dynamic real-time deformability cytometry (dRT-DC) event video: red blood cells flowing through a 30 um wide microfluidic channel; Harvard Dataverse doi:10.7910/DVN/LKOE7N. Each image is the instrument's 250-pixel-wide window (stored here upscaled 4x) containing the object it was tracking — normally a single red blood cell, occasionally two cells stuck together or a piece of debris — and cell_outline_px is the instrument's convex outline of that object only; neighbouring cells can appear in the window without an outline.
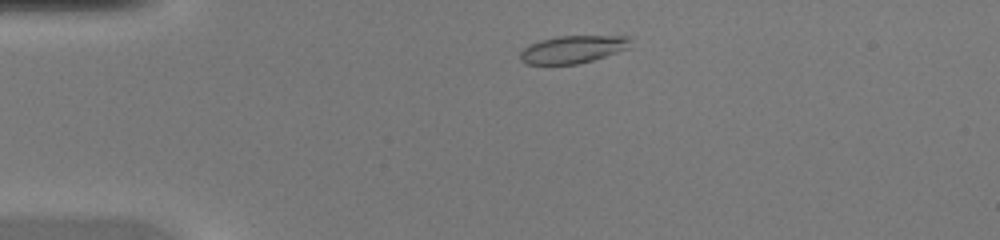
{"species": "common noctule bat (a hibernating species)", "species_latin": "Nyctalus noctula", "temperature_condition": "warm", "stored_images_in_passage": 39, "camera_frame_rate_fps": 3000, "um_per_image_px": 0.085, "animal": {"sex": "female", "body_mass_g": 20.0, "forearm_length_mm": 54.0}, "frame": {"image": 1, "passage_image": 4, "time_ms": 1.0, "image_size_px": [1000, 240], "cell_outline_px": [[632, 36], [628, 48], [580, 64], [528, 64], [520, 60], [520, 52], [528, 44], [540, 40], [560, 36]], "centroid_in_image_um": [48.67, 4.19], "position_along_channel_um": 36.3, "area_um2": 17.63}}
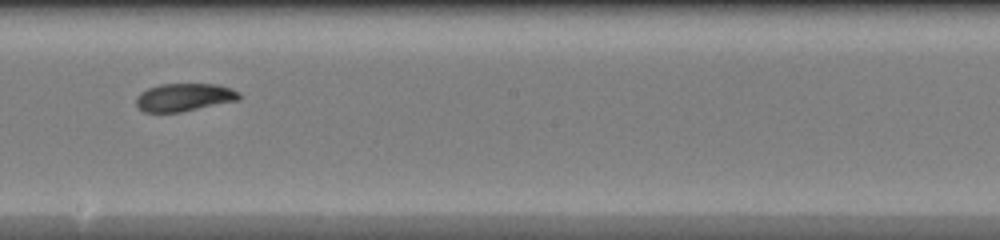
{"frame": {"image": 2, "passage_image": 20, "time_ms": 6.333, "image_size_px": [1000, 240], "cell_outline_px": [[244, 96], [240, 100], [180, 112], [144, 112], [136, 104], [136, 96], [140, 92], [148, 88], [160, 84], [216, 84], [232, 88], [240, 92]], "centroid_in_image_um": [15.7, 8.26], "position_along_channel_um": 232.5, "area_um2": 16.94}}
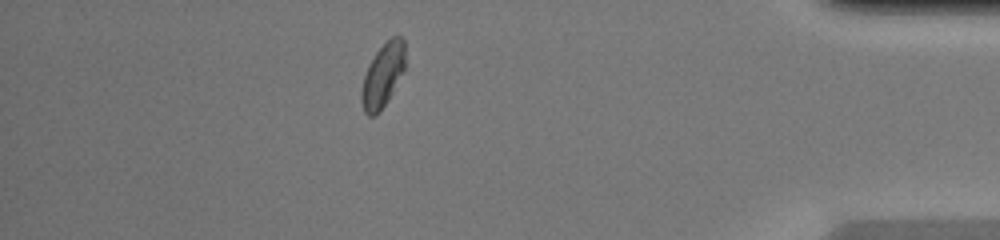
{"frame": {"image": 3, "passage_image": 34, "time_ms": 11.0, "image_size_px": [1000, 240], "cell_outline_px": [[404, 68], [388, 100], [380, 112], [376, 116], [368, 116], [364, 112], [360, 100], [360, 92], [364, 76], [368, 64], [376, 52], [392, 36], [400, 36], [404, 40]], "centroid_in_image_um": [32.5, 6.44], "position_along_channel_um": 402.7, "area_um2": 16.13}}